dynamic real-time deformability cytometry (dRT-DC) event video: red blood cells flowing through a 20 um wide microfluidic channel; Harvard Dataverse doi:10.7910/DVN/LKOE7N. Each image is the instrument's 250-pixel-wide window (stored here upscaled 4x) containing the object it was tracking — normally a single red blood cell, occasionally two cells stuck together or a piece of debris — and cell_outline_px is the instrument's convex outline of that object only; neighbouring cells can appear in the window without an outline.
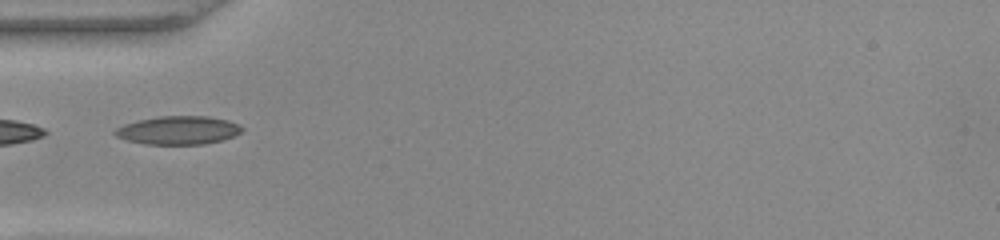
{"species": "common noctule bat (a hibernating species)", "species_latin": "Nyctalus noctula", "temperature_condition": "warm", "stored_images_in_passage": 30, "camera_frame_rate_fps": 3000, "um_per_image_px": 0.085, "animal": {"sex": "female", "body_mass_g": 22.0, "forearm_length_mm": 56.7}, "frame": {"image": 1, "passage_image": 1, "time_ms": 0.0, "image_size_px": [1000, 240], "cell_outline_px": [[244, 128], [240, 132], [232, 136], [220, 140], [204, 144], [148, 144], [128, 140], [116, 136], [112, 132], [116, 128], [124, 124], [140, 120], [160, 116], [208, 116], [228, 120]], "centroid_in_image_um": [15.13, 11.06], "position_along_channel_um": 69.9, "area_um2": 20.69}}
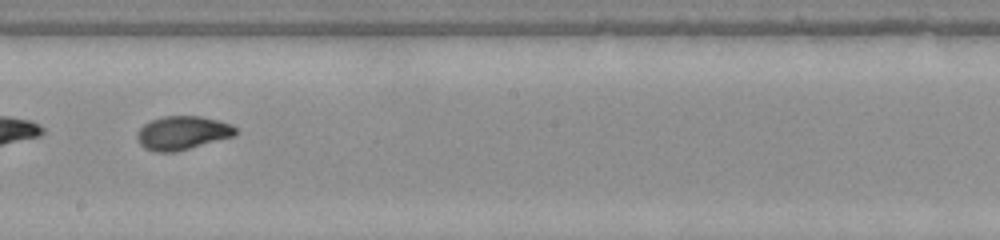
{"frame": {"image": 2, "passage_image": 13, "time_ms": 4.0, "image_size_px": [1000, 240], "cell_outline_px": [[236, 132], [232, 136], [188, 148], [172, 152], [156, 152], [144, 148], [140, 144], [136, 136], [136, 132], [144, 124], [152, 120], [164, 116], [200, 116], [232, 124], [236, 128]], "centroid_in_image_um": [15.45, 11.29], "position_along_channel_um": 232.7, "area_um2": 18.96}}
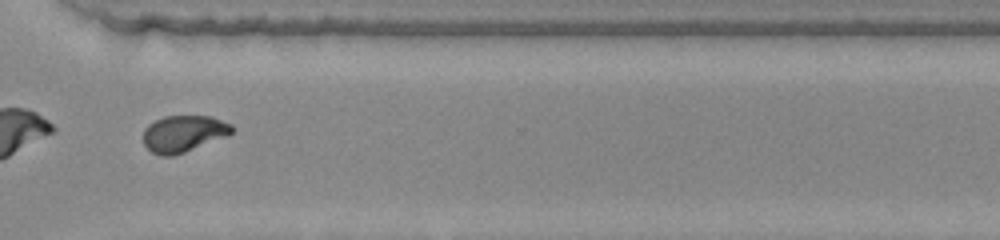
{"frame": {"image": 3, "passage_image": 22, "time_ms": 7.0, "image_size_px": [1000, 240], "cell_outline_px": [[232, 132], [228, 136], [184, 152], [172, 156], [160, 156], [152, 152], [144, 144], [144, 128], [148, 124], [164, 116], [212, 116], [232, 124]], "centroid_in_image_um": [15.6, 11.35], "position_along_channel_um": 355.0, "area_um2": 18.9}, "authors_computed_cell_mechanics": {"area_um2": 19.0451, "velocity_mm_per_s": 4.0622, "shape_relaxation_time_tau1_ms": 5.1356, "shape_relaxation_time_tau2_ms": 1.4879, "deformation_change_tau1": 0.1992, "deformation_change_tau2": 0.0388}}